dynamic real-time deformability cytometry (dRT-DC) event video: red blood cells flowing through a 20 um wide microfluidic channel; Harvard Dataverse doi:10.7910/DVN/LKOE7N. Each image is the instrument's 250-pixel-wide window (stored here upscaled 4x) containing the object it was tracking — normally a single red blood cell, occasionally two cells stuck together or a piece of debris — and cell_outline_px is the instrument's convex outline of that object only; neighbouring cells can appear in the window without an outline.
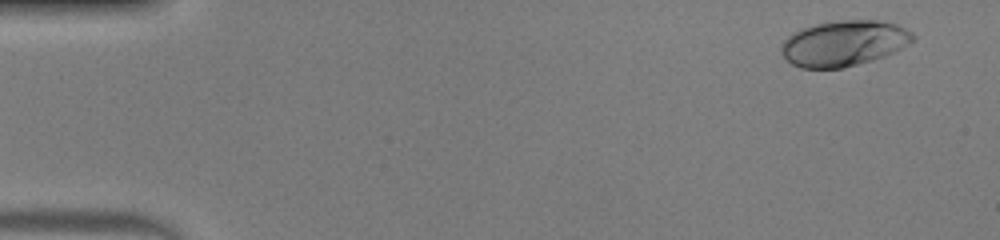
{"species": "human", "species_latin": "Homo sapiens", "temperature_condition": "warm", "stored_images_in_passage": 49, "camera_frame_rate_fps": 3000, "um_per_image_px": 0.085, "donor": {"sex": "male"}, "frame": {"image": 1, "passage_image": 1, "time_ms": 0.0, "image_size_px": [1000, 240], "cell_outline_px": [[916, 40], [884, 56], [872, 60], [844, 68], [800, 68], [792, 64], [780, 52], [780, 48], [784, 40], [792, 32], [816, 24], [844, 20], [880, 20], [896, 24], [912, 32], [916, 36]], "centroid_in_image_um": [71.73, 3.68], "position_along_channel_um": 13.3, "area_um2": 34.91}}
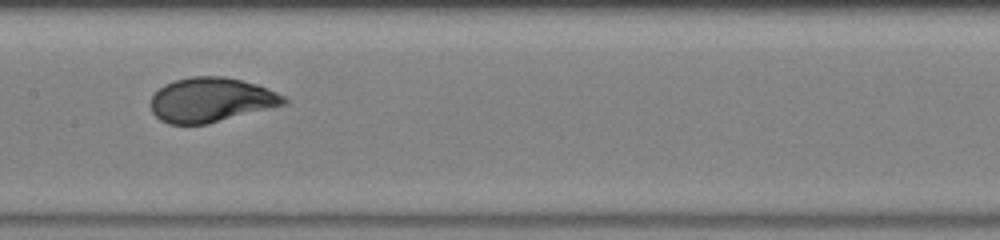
{"frame": {"image": 2, "passage_image": 24, "time_ms": 7.667, "image_size_px": [1000, 240], "cell_outline_px": [[288, 104], [208, 124], [168, 124], [160, 120], [152, 112], [152, 96], [164, 84], [176, 80], [192, 76], [224, 76], [256, 84], [276, 92], [284, 96], [288, 100]], "centroid_in_image_um": [17.96, 8.5], "position_along_channel_um": 189.4, "area_um2": 34.51}}
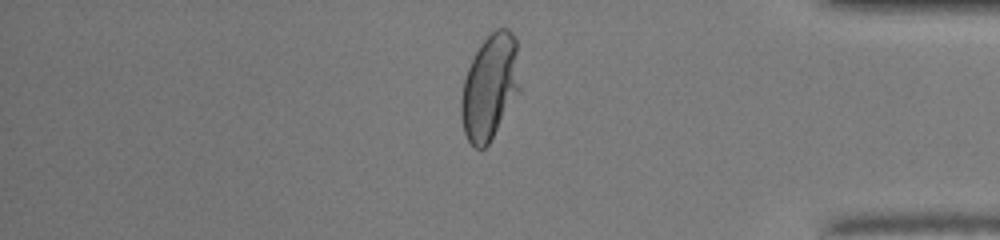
{"frame": {"image": 3, "passage_image": 41, "time_ms": 13.333, "image_size_px": [1000, 240], "cell_outline_px": [[520, 92], [488, 144], [484, 148], [476, 148], [468, 140], [464, 132], [460, 116], [460, 100], [464, 80], [468, 68], [480, 44], [496, 28], [508, 28], [512, 32], [516, 40], [520, 88]], "centroid_in_image_um": [41.64, 7.39], "position_along_channel_um": 393.6, "area_um2": 35.95}, "authors_computed_cell_mechanics": {"area_um2": 34.68, "velocity_mm_per_s": 4.0497, "shape_relaxation_time_tau1_ms": 3.6237, "shape_relaxation_time_tau2_ms": null, "deformation_change_tau1": 0.1995, "deformation_change_tau2": null}}